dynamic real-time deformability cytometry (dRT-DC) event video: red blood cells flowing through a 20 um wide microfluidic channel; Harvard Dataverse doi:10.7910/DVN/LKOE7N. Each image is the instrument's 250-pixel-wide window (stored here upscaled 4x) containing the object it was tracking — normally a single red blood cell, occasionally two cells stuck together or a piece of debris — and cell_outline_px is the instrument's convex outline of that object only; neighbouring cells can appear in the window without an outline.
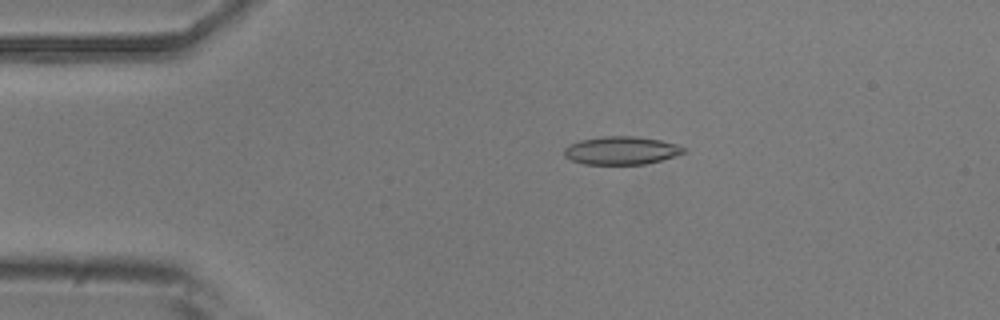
{"species": "common noctule bat (a hibernating species)", "species_latin": "Nyctalus noctula", "temperature_condition": "room temperature", "stored_images_in_passage": 14, "camera_frame_rate_fps": 3000, "um_per_image_px": 0.085, "animal": {"sex": "male", "body_mass_g": 20.5, "forearm_length_mm": 52.5}, "frame": {"image": 1, "passage_image": 3, "time_ms": 2.333, "image_size_px": [1000, 320], "cell_outline_px": [[688, 152], [676, 156], [644, 164], [584, 164], [572, 160], [564, 156], [564, 148], [568, 144], [580, 140], [604, 136], [636, 136], [660, 140], [676, 144], [688, 148]], "centroid_in_image_um": [52.84, 12.79], "position_along_channel_um": 32.2, "area_um2": 19.71}}
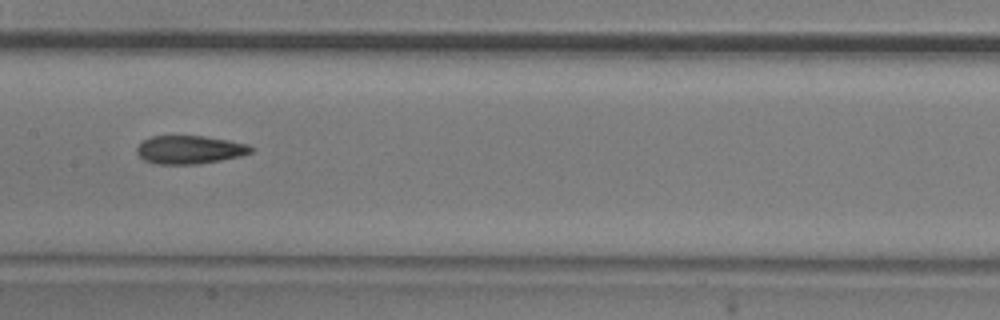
{"frame": {"image": 2, "passage_image": 7, "time_ms": 7.667, "image_size_px": [1000, 320], "cell_outline_px": [[252, 152], [240, 156], [200, 164], [156, 164], [144, 160], [136, 152], [136, 148], [144, 140], [152, 136], [204, 136], [228, 140], [248, 144], [252, 148]], "centroid_in_image_um": [16.11, 12.73], "position_along_channel_um": 191.3, "area_um2": 18.73}}
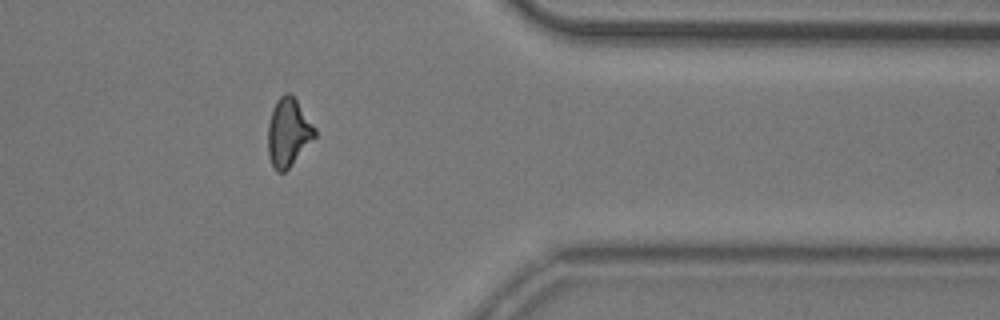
{"frame": {"image": 3, "passage_image": 12, "time_ms": 13.333, "image_size_px": [1000, 320], "cell_outline_px": [[316, 136], [288, 168], [284, 172], [276, 172], [268, 156], [268, 124], [272, 108], [276, 100], [284, 92], [288, 92], [296, 100], [316, 128]], "centroid_in_image_um": [24.49, 11.24], "position_along_channel_um": 386.9, "area_um2": 18.5}, "authors_computed_cell_mechanics": {"area_um2": 18.9584, "velocity_mm_per_s": 3.7409, "shape_relaxation_time_tau1_ms": 6.8948, "shape_relaxation_time_tau2_ms": null, "deformation_change_tau1": 0.1336, "deformation_change_tau2": null}}